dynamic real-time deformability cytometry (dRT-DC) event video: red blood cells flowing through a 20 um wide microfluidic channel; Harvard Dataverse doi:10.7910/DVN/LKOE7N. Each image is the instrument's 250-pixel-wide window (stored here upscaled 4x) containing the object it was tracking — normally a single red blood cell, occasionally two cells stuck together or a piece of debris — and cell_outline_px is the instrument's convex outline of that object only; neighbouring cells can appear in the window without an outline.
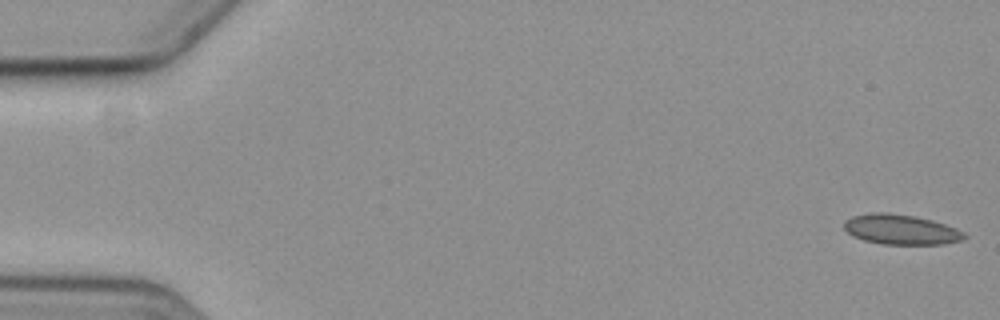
{"species": "common noctule bat (a hibernating species)", "species_latin": "Nyctalus noctula", "temperature_condition": "cold", "stored_images_in_passage": 8, "camera_frame_rate_fps": 3000, "um_per_image_px": 0.085, "animal": {"sex": "female", "body_mass_g": 19.3, "forearm_length_mm": 54.1}, "frame": {"image": 1, "passage_image": 1, "time_ms": 0.0, "image_size_px": [1000, 320], "cell_outline_px": [[968, 236], [964, 240], [944, 244], [880, 244], [864, 240], [852, 236], [844, 228], [844, 220], [852, 216], [876, 212], [880, 212], [912, 216], [932, 220], [956, 228], [964, 232]], "centroid_in_image_um": [76.59, 19.52], "position_along_channel_um": 8.4, "area_um2": 20.98}}
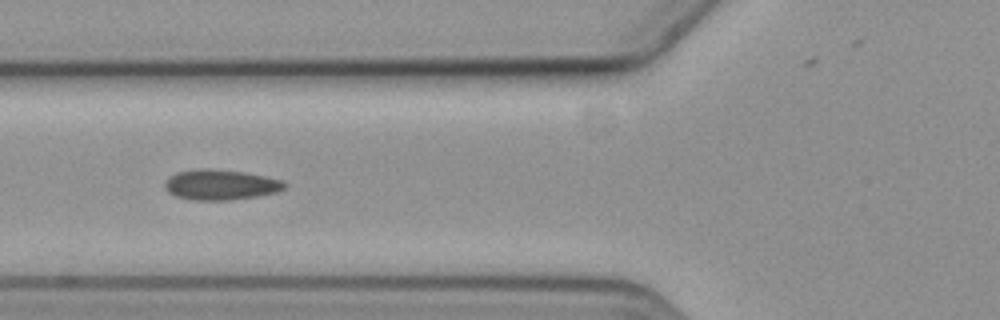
{"frame": {"image": 2, "passage_image": 7, "time_ms": 7.0, "image_size_px": [1000, 320], "cell_outline_px": [[288, 184], [284, 188], [276, 192], [256, 196], [228, 200], [192, 200], [176, 196], [168, 192], [164, 188], [164, 184], [176, 172], [200, 168], [204, 168], [244, 172], [264, 176], [280, 180]], "centroid_in_image_um": [18.73, 15.7], "position_along_channel_um": 107.1, "area_um2": 20.92}}